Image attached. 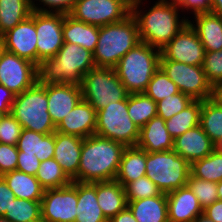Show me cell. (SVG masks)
I'll list each match as a JSON object with an SVG mask.
<instances>
[{
	"label": "cell",
	"instance_id": "obj_23",
	"mask_svg": "<svg viewBox=\"0 0 222 222\" xmlns=\"http://www.w3.org/2000/svg\"><path fill=\"white\" fill-rule=\"evenodd\" d=\"M173 141L165 126V120L155 116L140 129L136 146L146 152H163L173 150Z\"/></svg>",
	"mask_w": 222,
	"mask_h": 222
},
{
	"label": "cell",
	"instance_id": "obj_50",
	"mask_svg": "<svg viewBox=\"0 0 222 222\" xmlns=\"http://www.w3.org/2000/svg\"><path fill=\"white\" fill-rule=\"evenodd\" d=\"M203 214L214 222H222V201L217 200L203 209Z\"/></svg>",
	"mask_w": 222,
	"mask_h": 222
},
{
	"label": "cell",
	"instance_id": "obj_59",
	"mask_svg": "<svg viewBox=\"0 0 222 222\" xmlns=\"http://www.w3.org/2000/svg\"><path fill=\"white\" fill-rule=\"evenodd\" d=\"M5 113H3L2 111H0V121L1 119L4 117Z\"/></svg>",
	"mask_w": 222,
	"mask_h": 222
},
{
	"label": "cell",
	"instance_id": "obj_10",
	"mask_svg": "<svg viewBox=\"0 0 222 222\" xmlns=\"http://www.w3.org/2000/svg\"><path fill=\"white\" fill-rule=\"evenodd\" d=\"M159 67L177 85L180 92L193 100L204 101L211 98L212 85L207 81L202 66L159 60Z\"/></svg>",
	"mask_w": 222,
	"mask_h": 222
},
{
	"label": "cell",
	"instance_id": "obj_35",
	"mask_svg": "<svg viewBox=\"0 0 222 222\" xmlns=\"http://www.w3.org/2000/svg\"><path fill=\"white\" fill-rule=\"evenodd\" d=\"M190 173L202 180L215 183L222 181V153L214 149L208 156L194 161Z\"/></svg>",
	"mask_w": 222,
	"mask_h": 222
},
{
	"label": "cell",
	"instance_id": "obj_3",
	"mask_svg": "<svg viewBox=\"0 0 222 222\" xmlns=\"http://www.w3.org/2000/svg\"><path fill=\"white\" fill-rule=\"evenodd\" d=\"M95 67L93 53L77 44L64 42L53 58L43 60L38 82L45 84H81L83 76Z\"/></svg>",
	"mask_w": 222,
	"mask_h": 222
},
{
	"label": "cell",
	"instance_id": "obj_6",
	"mask_svg": "<svg viewBox=\"0 0 222 222\" xmlns=\"http://www.w3.org/2000/svg\"><path fill=\"white\" fill-rule=\"evenodd\" d=\"M22 126L41 134H51L56 131L50 114L46 84L38 81L29 89L15 96L10 113Z\"/></svg>",
	"mask_w": 222,
	"mask_h": 222
},
{
	"label": "cell",
	"instance_id": "obj_32",
	"mask_svg": "<svg viewBox=\"0 0 222 222\" xmlns=\"http://www.w3.org/2000/svg\"><path fill=\"white\" fill-rule=\"evenodd\" d=\"M202 100H193L181 112L165 120V126L173 139L199 125Z\"/></svg>",
	"mask_w": 222,
	"mask_h": 222
},
{
	"label": "cell",
	"instance_id": "obj_56",
	"mask_svg": "<svg viewBox=\"0 0 222 222\" xmlns=\"http://www.w3.org/2000/svg\"><path fill=\"white\" fill-rule=\"evenodd\" d=\"M214 148L222 153V136L214 143Z\"/></svg>",
	"mask_w": 222,
	"mask_h": 222
},
{
	"label": "cell",
	"instance_id": "obj_53",
	"mask_svg": "<svg viewBox=\"0 0 222 222\" xmlns=\"http://www.w3.org/2000/svg\"><path fill=\"white\" fill-rule=\"evenodd\" d=\"M210 12L222 16V0H211Z\"/></svg>",
	"mask_w": 222,
	"mask_h": 222
},
{
	"label": "cell",
	"instance_id": "obj_2",
	"mask_svg": "<svg viewBox=\"0 0 222 222\" xmlns=\"http://www.w3.org/2000/svg\"><path fill=\"white\" fill-rule=\"evenodd\" d=\"M125 148L123 144L97 134L84 138L74 181L95 183L115 180Z\"/></svg>",
	"mask_w": 222,
	"mask_h": 222
},
{
	"label": "cell",
	"instance_id": "obj_21",
	"mask_svg": "<svg viewBox=\"0 0 222 222\" xmlns=\"http://www.w3.org/2000/svg\"><path fill=\"white\" fill-rule=\"evenodd\" d=\"M83 139L55 131L54 159L71 181L77 178Z\"/></svg>",
	"mask_w": 222,
	"mask_h": 222
},
{
	"label": "cell",
	"instance_id": "obj_55",
	"mask_svg": "<svg viewBox=\"0 0 222 222\" xmlns=\"http://www.w3.org/2000/svg\"><path fill=\"white\" fill-rule=\"evenodd\" d=\"M125 3L130 9H132L140 0H121Z\"/></svg>",
	"mask_w": 222,
	"mask_h": 222
},
{
	"label": "cell",
	"instance_id": "obj_5",
	"mask_svg": "<svg viewBox=\"0 0 222 222\" xmlns=\"http://www.w3.org/2000/svg\"><path fill=\"white\" fill-rule=\"evenodd\" d=\"M160 50L140 42L129 50L114 67L129 94L144 93L159 68Z\"/></svg>",
	"mask_w": 222,
	"mask_h": 222
},
{
	"label": "cell",
	"instance_id": "obj_18",
	"mask_svg": "<svg viewBox=\"0 0 222 222\" xmlns=\"http://www.w3.org/2000/svg\"><path fill=\"white\" fill-rule=\"evenodd\" d=\"M96 118V109L87 101L81 99L56 126V131L66 135L86 138L95 134Z\"/></svg>",
	"mask_w": 222,
	"mask_h": 222
},
{
	"label": "cell",
	"instance_id": "obj_40",
	"mask_svg": "<svg viewBox=\"0 0 222 222\" xmlns=\"http://www.w3.org/2000/svg\"><path fill=\"white\" fill-rule=\"evenodd\" d=\"M126 200L136 201L143 198L159 196L162 192L146 175L124 186Z\"/></svg>",
	"mask_w": 222,
	"mask_h": 222
},
{
	"label": "cell",
	"instance_id": "obj_22",
	"mask_svg": "<svg viewBox=\"0 0 222 222\" xmlns=\"http://www.w3.org/2000/svg\"><path fill=\"white\" fill-rule=\"evenodd\" d=\"M193 16V22L188 20V23L196 31L205 52L221 51L222 16L210 11L197 12Z\"/></svg>",
	"mask_w": 222,
	"mask_h": 222
},
{
	"label": "cell",
	"instance_id": "obj_33",
	"mask_svg": "<svg viewBox=\"0 0 222 222\" xmlns=\"http://www.w3.org/2000/svg\"><path fill=\"white\" fill-rule=\"evenodd\" d=\"M127 108L129 117L140 129L157 116L156 102L145 93L129 94Z\"/></svg>",
	"mask_w": 222,
	"mask_h": 222
},
{
	"label": "cell",
	"instance_id": "obj_34",
	"mask_svg": "<svg viewBox=\"0 0 222 222\" xmlns=\"http://www.w3.org/2000/svg\"><path fill=\"white\" fill-rule=\"evenodd\" d=\"M199 125L214 143L222 136V107L211 98L202 101Z\"/></svg>",
	"mask_w": 222,
	"mask_h": 222
},
{
	"label": "cell",
	"instance_id": "obj_14",
	"mask_svg": "<svg viewBox=\"0 0 222 222\" xmlns=\"http://www.w3.org/2000/svg\"><path fill=\"white\" fill-rule=\"evenodd\" d=\"M204 55V46L189 23L160 49V60H173L195 66L203 65Z\"/></svg>",
	"mask_w": 222,
	"mask_h": 222
},
{
	"label": "cell",
	"instance_id": "obj_43",
	"mask_svg": "<svg viewBox=\"0 0 222 222\" xmlns=\"http://www.w3.org/2000/svg\"><path fill=\"white\" fill-rule=\"evenodd\" d=\"M22 129L20 123L11 114H5L0 121V143L17 145Z\"/></svg>",
	"mask_w": 222,
	"mask_h": 222
},
{
	"label": "cell",
	"instance_id": "obj_54",
	"mask_svg": "<svg viewBox=\"0 0 222 222\" xmlns=\"http://www.w3.org/2000/svg\"><path fill=\"white\" fill-rule=\"evenodd\" d=\"M193 222H214L212 221L210 218H208L207 216H205L203 213L199 216H197Z\"/></svg>",
	"mask_w": 222,
	"mask_h": 222
},
{
	"label": "cell",
	"instance_id": "obj_24",
	"mask_svg": "<svg viewBox=\"0 0 222 222\" xmlns=\"http://www.w3.org/2000/svg\"><path fill=\"white\" fill-rule=\"evenodd\" d=\"M98 205L109 221L127 207L124 187L116 180L96 182Z\"/></svg>",
	"mask_w": 222,
	"mask_h": 222
},
{
	"label": "cell",
	"instance_id": "obj_8",
	"mask_svg": "<svg viewBox=\"0 0 222 222\" xmlns=\"http://www.w3.org/2000/svg\"><path fill=\"white\" fill-rule=\"evenodd\" d=\"M81 85L82 99L91 104L96 111L110 102L127 99L128 91L111 67H94L84 76Z\"/></svg>",
	"mask_w": 222,
	"mask_h": 222
},
{
	"label": "cell",
	"instance_id": "obj_9",
	"mask_svg": "<svg viewBox=\"0 0 222 222\" xmlns=\"http://www.w3.org/2000/svg\"><path fill=\"white\" fill-rule=\"evenodd\" d=\"M95 134L121 143L125 147L137 145L140 128L128 115L127 99L110 102L97 111Z\"/></svg>",
	"mask_w": 222,
	"mask_h": 222
},
{
	"label": "cell",
	"instance_id": "obj_1",
	"mask_svg": "<svg viewBox=\"0 0 222 222\" xmlns=\"http://www.w3.org/2000/svg\"><path fill=\"white\" fill-rule=\"evenodd\" d=\"M143 1L131 9L138 24L140 41L160 50L188 23L189 17L180 19V8L173 0H157L148 10L140 8Z\"/></svg>",
	"mask_w": 222,
	"mask_h": 222
},
{
	"label": "cell",
	"instance_id": "obj_46",
	"mask_svg": "<svg viewBox=\"0 0 222 222\" xmlns=\"http://www.w3.org/2000/svg\"><path fill=\"white\" fill-rule=\"evenodd\" d=\"M18 171L24 172L28 175L36 176L41 161L36 155L25 154V152L18 153Z\"/></svg>",
	"mask_w": 222,
	"mask_h": 222
},
{
	"label": "cell",
	"instance_id": "obj_31",
	"mask_svg": "<svg viewBox=\"0 0 222 222\" xmlns=\"http://www.w3.org/2000/svg\"><path fill=\"white\" fill-rule=\"evenodd\" d=\"M32 13L29 0H0V37Z\"/></svg>",
	"mask_w": 222,
	"mask_h": 222
},
{
	"label": "cell",
	"instance_id": "obj_58",
	"mask_svg": "<svg viewBox=\"0 0 222 222\" xmlns=\"http://www.w3.org/2000/svg\"><path fill=\"white\" fill-rule=\"evenodd\" d=\"M0 222H10L8 219H6L3 216H0Z\"/></svg>",
	"mask_w": 222,
	"mask_h": 222
},
{
	"label": "cell",
	"instance_id": "obj_48",
	"mask_svg": "<svg viewBox=\"0 0 222 222\" xmlns=\"http://www.w3.org/2000/svg\"><path fill=\"white\" fill-rule=\"evenodd\" d=\"M16 197L7 186L5 180L0 176V216H4Z\"/></svg>",
	"mask_w": 222,
	"mask_h": 222
},
{
	"label": "cell",
	"instance_id": "obj_17",
	"mask_svg": "<svg viewBox=\"0 0 222 222\" xmlns=\"http://www.w3.org/2000/svg\"><path fill=\"white\" fill-rule=\"evenodd\" d=\"M48 113L55 126L76 106L82 99L80 84H46Z\"/></svg>",
	"mask_w": 222,
	"mask_h": 222
},
{
	"label": "cell",
	"instance_id": "obj_49",
	"mask_svg": "<svg viewBox=\"0 0 222 222\" xmlns=\"http://www.w3.org/2000/svg\"><path fill=\"white\" fill-rule=\"evenodd\" d=\"M15 96V93L8 90L4 85L0 84V111L5 114H10Z\"/></svg>",
	"mask_w": 222,
	"mask_h": 222
},
{
	"label": "cell",
	"instance_id": "obj_7",
	"mask_svg": "<svg viewBox=\"0 0 222 222\" xmlns=\"http://www.w3.org/2000/svg\"><path fill=\"white\" fill-rule=\"evenodd\" d=\"M190 167L191 164L173 150L146 152V176L162 193L187 186Z\"/></svg>",
	"mask_w": 222,
	"mask_h": 222
},
{
	"label": "cell",
	"instance_id": "obj_4",
	"mask_svg": "<svg viewBox=\"0 0 222 222\" xmlns=\"http://www.w3.org/2000/svg\"><path fill=\"white\" fill-rule=\"evenodd\" d=\"M140 42L138 24L132 14L120 22L99 27V38L93 52L95 66L114 68Z\"/></svg>",
	"mask_w": 222,
	"mask_h": 222
},
{
	"label": "cell",
	"instance_id": "obj_52",
	"mask_svg": "<svg viewBox=\"0 0 222 222\" xmlns=\"http://www.w3.org/2000/svg\"><path fill=\"white\" fill-rule=\"evenodd\" d=\"M211 99L222 107V82L212 86Z\"/></svg>",
	"mask_w": 222,
	"mask_h": 222
},
{
	"label": "cell",
	"instance_id": "obj_25",
	"mask_svg": "<svg viewBox=\"0 0 222 222\" xmlns=\"http://www.w3.org/2000/svg\"><path fill=\"white\" fill-rule=\"evenodd\" d=\"M62 35L64 42L77 44L93 53L99 38V27L74 19L67 14L64 15Z\"/></svg>",
	"mask_w": 222,
	"mask_h": 222
},
{
	"label": "cell",
	"instance_id": "obj_20",
	"mask_svg": "<svg viewBox=\"0 0 222 222\" xmlns=\"http://www.w3.org/2000/svg\"><path fill=\"white\" fill-rule=\"evenodd\" d=\"M166 195L168 222H193L203 213L199 200L188 186Z\"/></svg>",
	"mask_w": 222,
	"mask_h": 222
},
{
	"label": "cell",
	"instance_id": "obj_19",
	"mask_svg": "<svg viewBox=\"0 0 222 222\" xmlns=\"http://www.w3.org/2000/svg\"><path fill=\"white\" fill-rule=\"evenodd\" d=\"M214 149V142L200 125L189 129L173 141V151L189 164L208 156Z\"/></svg>",
	"mask_w": 222,
	"mask_h": 222
},
{
	"label": "cell",
	"instance_id": "obj_12",
	"mask_svg": "<svg viewBox=\"0 0 222 222\" xmlns=\"http://www.w3.org/2000/svg\"><path fill=\"white\" fill-rule=\"evenodd\" d=\"M77 182L69 185L45 189L41 200L43 222H74L77 216Z\"/></svg>",
	"mask_w": 222,
	"mask_h": 222
},
{
	"label": "cell",
	"instance_id": "obj_15",
	"mask_svg": "<svg viewBox=\"0 0 222 222\" xmlns=\"http://www.w3.org/2000/svg\"><path fill=\"white\" fill-rule=\"evenodd\" d=\"M63 23L64 14L35 12L37 67L43 60L53 58L64 44Z\"/></svg>",
	"mask_w": 222,
	"mask_h": 222
},
{
	"label": "cell",
	"instance_id": "obj_57",
	"mask_svg": "<svg viewBox=\"0 0 222 222\" xmlns=\"http://www.w3.org/2000/svg\"><path fill=\"white\" fill-rule=\"evenodd\" d=\"M217 194H218L219 200L222 201V181L217 183Z\"/></svg>",
	"mask_w": 222,
	"mask_h": 222
},
{
	"label": "cell",
	"instance_id": "obj_38",
	"mask_svg": "<svg viewBox=\"0 0 222 222\" xmlns=\"http://www.w3.org/2000/svg\"><path fill=\"white\" fill-rule=\"evenodd\" d=\"M179 92L177 85L159 67L153 74L144 93L158 102Z\"/></svg>",
	"mask_w": 222,
	"mask_h": 222
},
{
	"label": "cell",
	"instance_id": "obj_41",
	"mask_svg": "<svg viewBox=\"0 0 222 222\" xmlns=\"http://www.w3.org/2000/svg\"><path fill=\"white\" fill-rule=\"evenodd\" d=\"M192 101L193 99L190 96L182 92L170 95V97L156 102L157 116L168 120L173 115L181 112Z\"/></svg>",
	"mask_w": 222,
	"mask_h": 222
},
{
	"label": "cell",
	"instance_id": "obj_47",
	"mask_svg": "<svg viewBox=\"0 0 222 222\" xmlns=\"http://www.w3.org/2000/svg\"><path fill=\"white\" fill-rule=\"evenodd\" d=\"M180 8L191 13L206 12L211 10V0H173Z\"/></svg>",
	"mask_w": 222,
	"mask_h": 222
},
{
	"label": "cell",
	"instance_id": "obj_28",
	"mask_svg": "<svg viewBox=\"0 0 222 222\" xmlns=\"http://www.w3.org/2000/svg\"><path fill=\"white\" fill-rule=\"evenodd\" d=\"M137 222H168L167 195L143 198L127 202Z\"/></svg>",
	"mask_w": 222,
	"mask_h": 222
},
{
	"label": "cell",
	"instance_id": "obj_30",
	"mask_svg": "<svg viewBox=\"0 0 222 222\" xmlns=\"http://www.w3.org/2000/svg\"><path fill=\"white\" fill-rule=\"evenodd\" d=\"M16 198L31 201H41L44 188L40 185L36 176L14 170L1 176Z\"/></svg>",
	"mask_w": 222,
	"mask_h": 222
},
{
	"label": "cell",
	"instance_id": "obj_11",
	"mask_svg": "<svg viewBox=\"0 0 222 222\" xmlns=\"http://www.w3.org/2000/svg\"><path fill=\"white\" fill-rule=\"evenodd\" d=\"M131 9L121 0H77L69 13L74 19L102 27L124 20Z\"/></svg>",
	"mask_w": 222,
	"mask_h": 222
},
{
	"label": "cell",
	"instance_id": "obj_27",
	"mask_svg": "<svg viewBox=\"0 0 222 222\" xmlns=\"http://www.w3.org/2000/svg\"><path fill=\"white\" fill-rule=\"evenodd\" d=\"M17 148L19 152L36 155L41 162L54 158L55 132L41 134L29 129H22Z\"/></svg>",
	"mask_w": 222,
	"mask_h": 222
},
{
	"label": "cell",
	"instance_id": "obj_36",
	"mask_svg": "<svg viewBox=\"0 0 222 222\" xmlns=\"http://www.w3.org/2000/svg\"><path fill=\"white\" fill-rule=\"evenodd\" d=\"M36 178L44 189L60 188L72 182L54 158L40 163Z\"/></svg>",
	"mask_w": 222,
	"mask_h": 222
},
{
	"label": "cell",
	"instance_id": "obj_44",
	"mask_svg": "<svg viewBox=\"0 0 222 222\" xmlns=\"http://www.w3.org/2000/svg\"><path fill=\"white\" fill-rule=\"evenodd\" d=\"M35 1H39L40 4H38L39 2H36L35 4ZM76 1L77 0H29L32 11L60 13L64 15H67L71 12Z\"/></svg>",
	"mask_w": 222,
	"mask_h": 222
},
{
	"label": "cell",
	"instance_id": "obj_51",
	"mask_svg": "<svg viewBox=\"0 0 222 222\" xmlns=\"http://www.w3.org/2000/svg\"><path fill=\"white\" fill-rule=\"evenodd\" d=\"M108 222H137L131 210L126 207L123 211L117 213Z\"/></svg>",
	"mask_w": 222,
	"mask_h": 222
},
{
	"label": "cell",
	"instance_id": "obj_42",
	"mask_svg": "<svg viewBox=\"0 0 222 222\" xmlns=\"http://www.w3.org/2000/svg\"><path fill=\"white\" fill-rule=\"evenodd\" d=\"M202 67L207 81L212 86L222 82V50L205 52Z\"/></svg>",
	"mask_w": 222,
	"mask_h": 222
},
{
	"label": "cell",
	"instance_id": "obj_39",
	"mask_svg": "<svg viewBox=\"0 0 222 222\" xmlns=\"http://www.w3.org/2000/svg\"><path fill=\"white\" fill-rule=\"evenodd\" d=\"M187 186L199 200L202 209H205L219 200L217 194V183L215 182L196 178L190 173Z\"/></svg>",
	"mask_w": 222,
	"mask_h": 222
},
{
	"label": "cell",
	"instance_id": "obj_16",
	"mask_svg": "<svg viewBox=\"0 0 222 222\" xmlns=\"http://www.w3.org/2000/svg\"><path fill=\"white\" fill-rule=\"evenodd\" d=\"M1 48L37 66V35L35 29V11L14 28L0 37Z\"/></svg>",
	"mask_w": 222,
	"mask_h": 222
},
{
	"label": "cell",
	"instance_id": "obj_37",
	"mask_svg": "<svg viewBox=\"0 0 222 222\" xmlns=\"http://www.w3.org/2000/svg\"><path fill=\"white\" fill-rule=\"evenodd\" d=\"M3 217L10 222L42 221L41 201L15 198Z\"/></svg>",
	"mask_w": 222,
	"mask_h": 222
},
{
	"label": "cell",
	"instance_id": "obj_29",
	"mask_svg": "<svg viewBox=\"0 0 222 222\" xmlns=\"http://www.w3.org/2000/svg\"><path fill=\"white\" fill-rule=\"evenodd\" d=\"M146 175V151L137 146L126 147L123 151L116 181L123 187Z\"/></svg>",
	"mask_w": 222,
	"mask_h": 222
},
{
	"label": "cell",
	"instance_id": "obj_45",
	"mask_svg": "<svg viewBox=\"0 0 222 222\" xmlns=\"http://www.w3.org/2000/svg\"><path fill=\"white\" fill-rule=\"evenodd\" d=\"M18 153L17 145L0 143V176L17 169Z\"/></svg>",
	"mask_w": 222,
	"mask_h": 222
},
{
	"label": "cell",
	"instance_id": "obj_26",
	"mask_svg": "<svg viewBox=\"0 0 222 222\" xmlns=\"http://www.w3.org/2000/svg\"><path fill=\"white\" fill-rule=\"evenodd\" d=\"M77 209L74 222H108L98 205L96 182H77Z\"/></svg>",
	"mask_w": 222,
	"mask_h": 222
},
{
	"label": "cell",
	"instance_id": "obj_13",
	"mask_svg": "<svg viewBox=\"0 0 222 222\" xmlns=\"http://www.w3.org/2000/svg\"><path fill=\"white\" fill-rule=\"evenodd\" d=\"M38 81L37 66L0 47V84L21 94Z\"/></svg>",
	"mask_w": 222,
	"mask_h": 222
}]
</instances>
